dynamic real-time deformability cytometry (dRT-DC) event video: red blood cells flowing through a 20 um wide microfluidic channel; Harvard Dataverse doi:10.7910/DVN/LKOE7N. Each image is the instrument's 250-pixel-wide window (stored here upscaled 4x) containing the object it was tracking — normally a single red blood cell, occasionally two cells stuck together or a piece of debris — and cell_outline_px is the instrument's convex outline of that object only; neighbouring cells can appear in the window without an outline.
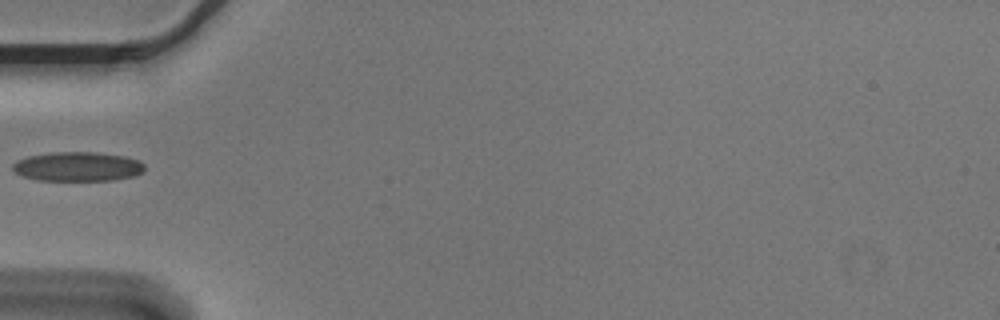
{"species": "Egyptian fruit bat (a non-hibernating species)", "species_latin": "Rousettus aegyptiacus", "temperature_condition": "cold", "stored_images_in_passage": 6, "camera_frame_rate_fps": 3000, "um_per_image_px": 0.085, "animal": {"sex": "male"}, "frame": {"image": 1, "passage_image": 5, "time_ms": 1.333, "image_size_px": [1000, 320], "cell_outline_px": [[144, 172], [136, 176], [112, 180], [36, 180], [24, 176], [16, 172], [12, 168], [12, 164], [16, 160], [28, 156], [52, 152], [96, 152], [124, 156], [140, 160], [144, 164]], "centroid_in_image_um": [6.63, 14.15], "position_along_channel_um": 78.4, "area_um2": 22.66}}
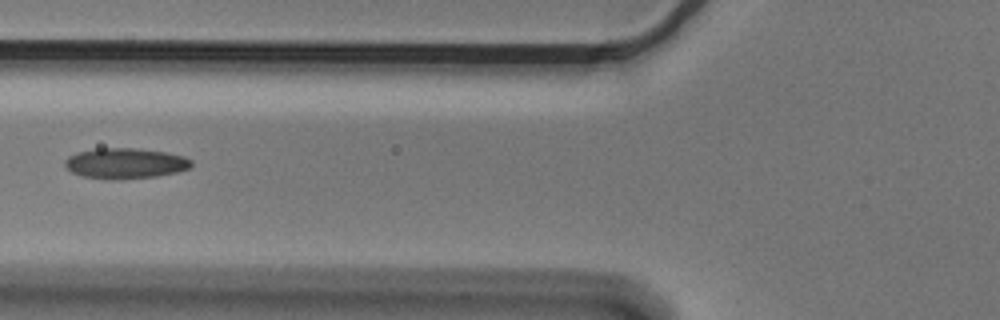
{"frame": {"image": 2, "passage_image": 6, "time_ms": 1.667, "image_size_px": [1000, 320], "cell_outline_px": [[192, 164], [188, 168], [176, 172], [156, 176], [120, 180], [108, 180], [80, 176], [64, 168], [64, 160], [68, 156], [76, 152], [96, 148], [136, 148], [164, 152], [184, 156], [192, 160]], "centroid_in_image_um": [10.58, 13.89], "position_along_channel_um": 115.2, "area_um2": 22.83}}